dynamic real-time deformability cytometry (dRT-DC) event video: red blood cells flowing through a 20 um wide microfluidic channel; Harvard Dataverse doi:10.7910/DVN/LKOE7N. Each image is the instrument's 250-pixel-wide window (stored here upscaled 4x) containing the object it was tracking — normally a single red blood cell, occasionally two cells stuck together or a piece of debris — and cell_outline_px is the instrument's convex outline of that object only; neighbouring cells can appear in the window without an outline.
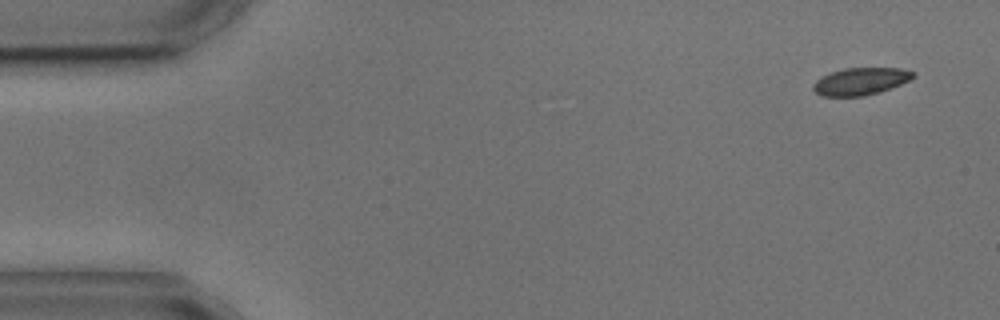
{"species": "common noctule bat (a hibernating species)", "species_latin": "Nyctalus noctula", "temperature_condition": "cold", "stored_images_in_passage": 6, "camera_frame_rate_fps": 3000, "um_per_image_px": 0.085, "animal": {"sex": "male", "body_mass_g": 17.9, "forearm_length_mm": 54.2}, "frame": {"image": 1, "passage_image": 1, "time_ms": 0.0, "image_size_px": [1000, 320], "cell_outline_px": [[916, 76], [900, 84], [864, 96], [820, 96], [812, 88], [812, 84], [816, 80], [832, 72], [844, 68], [900, 68], [916, 72]], "centroid_in_image_um": [73.14, 6.9], "position_along_channel_um": 11.9, "area_um2": 15.66}}
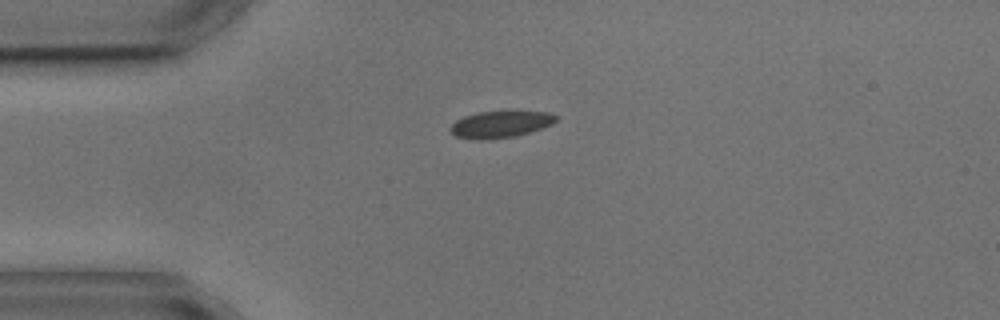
{"frame": {"image": 2, "passage_image": 4, "time_ms": 3.333, "image_size_px": [1000, 320], "cell_outline_px": [[560, 116], [552, 124], [516, 136], [488, 140], [480, 140], [456, 136], [448, 128], [456, 120], [464, 116], [480, 112], [548, 112]], "centroid_in_image_um": [42.53, 10.57], "position_along_channel_um": 42.5, "area_um2": 16.24}}